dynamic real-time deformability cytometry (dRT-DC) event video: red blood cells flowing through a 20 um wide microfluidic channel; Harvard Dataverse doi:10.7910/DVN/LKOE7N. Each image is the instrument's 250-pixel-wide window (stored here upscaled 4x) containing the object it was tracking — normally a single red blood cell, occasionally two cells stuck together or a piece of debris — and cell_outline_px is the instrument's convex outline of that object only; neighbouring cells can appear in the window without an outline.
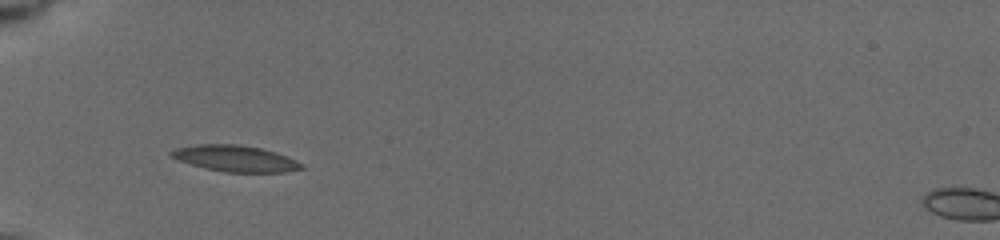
{"species": "common noctule bat (a hibernating species)", "species_latin": "Nyctalus noctula", "temperature_condition": "cold", "stored_images_in_passage": 24, "camera_frame_rate_fps": 3000, "um_per_image_px": 0.085, "animal": {"sex": "female", "body_mass_g": 19.5, "forearm_length_mm": 54.1}, "frame": {"image": 1, "passage_image": 1, "time_ms": 0.0, "image_size_px": [1000, 240], "cell_outline_px": [[304, 168], [284, 172], [224, 172], [204, 168], [168, 156], [168, 152], [176, 148], [200, 144], [240, 144], [260, 148], [296, 160], [304, 164]], "centroid_in_image_um": [19.97, 13.47], "position_along_channel_um": 65.0, "area_um2": 19.71}}
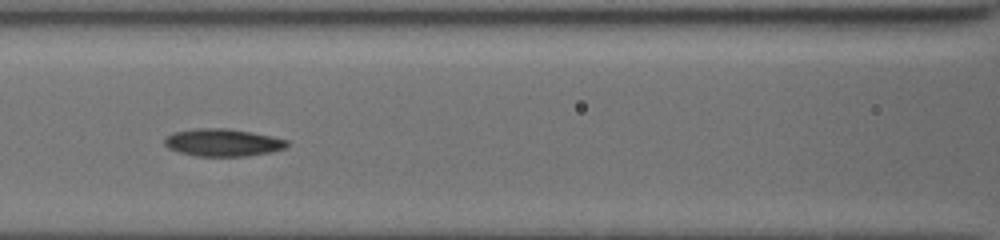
{"frame": {"image": 2, "passage_image": 12, "time_ms": 2.333, "image_size_px": [1000, 240], "cell_outline_px": [[288, 144], [284, 148], [272, 152], [248, 156], [196, 156], [180, 152], [168, 148], [164, 144], [164, 140], [172, 132], [196, 128], [228, 128], [252, 132], [288, 140]], "centroid_in_image_um": [18.93, 12.11], "position_along_channel_um": 147.7, "area_um2": 19.65}}
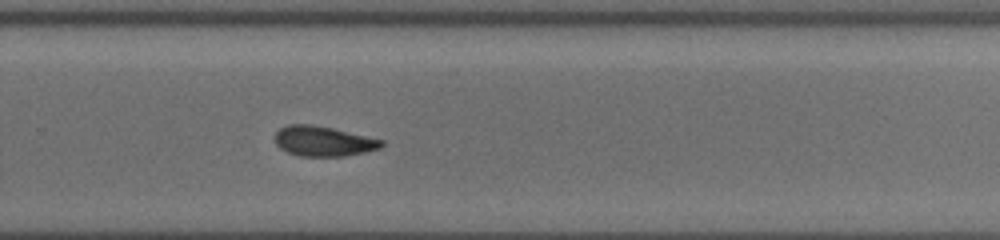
{"frame": {"image": 3, "passage_image": 24, "time_ms": 6.333, "image_size_px": [1000, 240], "cell_outline_px": [[384, 144], [380, 148], [364, 152], [344, 156], [300, 156], [288, 152], [280, 148], [276, 144], [276, 132], [280, 128], [288, 124], [312, 124], [332, 128], [384, 140]], "centroid_in_image_um": [27.48, 11.99], "position_along_channel_um": 302.3, "area_um2": 18.55}}